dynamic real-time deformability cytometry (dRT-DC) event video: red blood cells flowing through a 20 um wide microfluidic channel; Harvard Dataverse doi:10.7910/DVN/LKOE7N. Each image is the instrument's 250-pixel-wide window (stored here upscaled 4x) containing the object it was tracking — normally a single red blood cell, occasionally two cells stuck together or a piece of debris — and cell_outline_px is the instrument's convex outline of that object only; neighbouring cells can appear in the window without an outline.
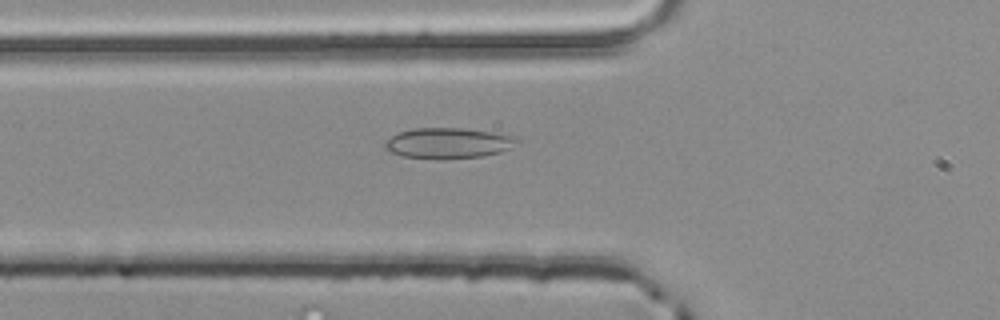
{"species": "common noctule bat (a hibernating species)", "species_latin": "Nyctalus noctula", "temperature_condition": "room temperature", "stored_images_in_passage": 3, "camera_frame_rate_fps": 3000, "um_per_image_px": 0.085, "animal": {"sex": "male", "body_mass_g": 20.4}, "frame": {"image": 1, "passage_image": 3, "time_ms": 0.667, "image_size_px": [1000, 320], "cell_outline_px": [[520, 140], [508, 148], [500, 152], [484, 156], [404, 156], [392, 152], [384, 148], [384, 144], [392, 136], [400, 132], [412, 128], [460, 128], [492, 132], [508, 136]], "centroid_in_image_um": [38.07, 12.12], "position_along_channel_um": 87.7, "area_um2": 22.14}}